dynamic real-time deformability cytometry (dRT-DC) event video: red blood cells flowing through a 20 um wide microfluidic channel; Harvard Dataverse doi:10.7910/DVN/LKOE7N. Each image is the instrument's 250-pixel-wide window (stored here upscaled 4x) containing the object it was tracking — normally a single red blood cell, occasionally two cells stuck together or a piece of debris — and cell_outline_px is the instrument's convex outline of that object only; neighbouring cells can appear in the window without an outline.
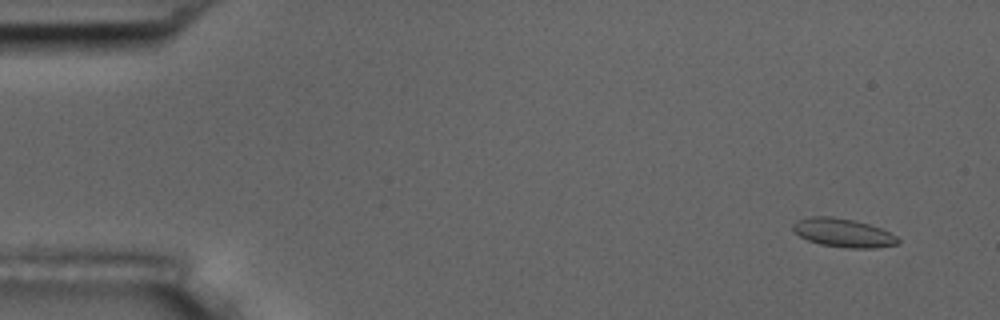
{"species": "common noctule bat (a hibernating species)", "species_latin": "Nyctalus noctula", "temperature_condition": "room temperature", "stored_images_in_passage": 6, "camera_frame_rate_fps": 3000, "um_per_image_px": 0.085, "animal": {"sex": "male", "body_mass_g": 17.5, "forearm_length_mm": 52.3}, "frame": {"image": 1, "passage_image": 1, "time_ms": 0.0, "image_size_px": [1000, 320], "cell_outline_px": [[900, 240], [896, 244], [876, 248], [848, 248], [820, 244], [808, 240], [800, 236], [792, 228], [792, 224], [796, 220], [812, 216], [832, 216], [856, 220], [880, 228], [896, 236]], "centroid_in_image_um": [71.65, 19.78], "position_along_channel_um": 13.4, "area_um2": 17.46}}
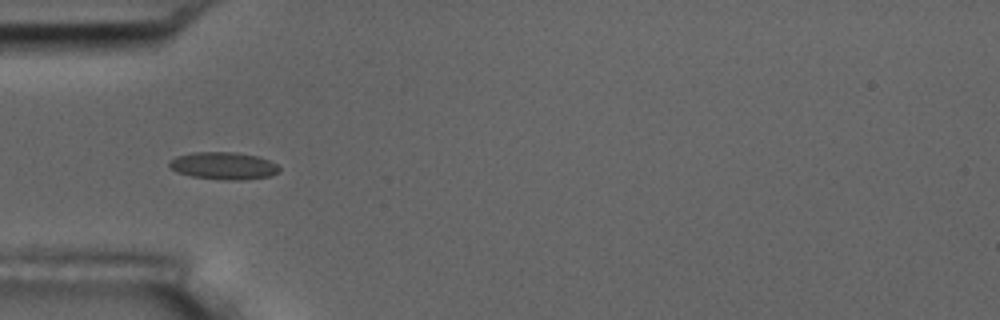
{"frame": {"image": 2, "passage_image": 5, "time_ms": 4.667, "image_size_px": [1000, 320], "cell_outline_px": [[280, 172], [268, 176], [244, 180], [224, 180], [192, 176], [176, 172], [168, 168], [168, 160], [176, 156], [192, 152], [236, 152], [256, 156], [268, 160], [276, 164], [280, 168]], "centroid_in_image_um": [18.95, 14.09], "position_along_channel_um": 66.1, "area_um2": 17.69}}